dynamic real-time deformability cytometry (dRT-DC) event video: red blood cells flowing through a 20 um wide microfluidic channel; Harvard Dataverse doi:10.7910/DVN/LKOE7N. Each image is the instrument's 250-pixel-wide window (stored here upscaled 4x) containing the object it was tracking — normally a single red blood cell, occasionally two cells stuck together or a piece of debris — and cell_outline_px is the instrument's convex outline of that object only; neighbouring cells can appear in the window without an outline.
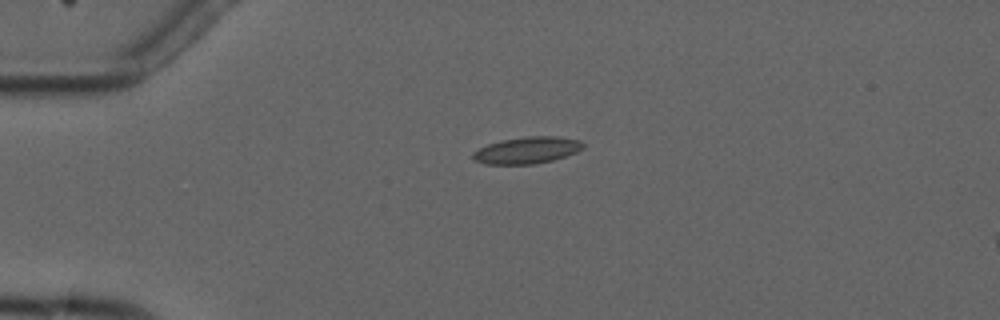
{"species": "common noctule bat (a hibernating species)", "species_latin": "Nyctalus noctula", "temperature_condition": "cold", "stored_images_in_passage": 5, "camera_frame_rate_fps": 3000, "um_per_image_px": 0.085, "animal": {"sex": "male", "forearm_length_mm": 52.5}, "frame": {"image": 1, "passage_image": 2, "time_ms": 1.333, "image_size_px": [1000, 320], "cell_outline_px": [[584, 148], [576, 152], [552, 160], [532, 164], [484, 164], [476, 160], [472, 156], [472, 152], [488, 144], [500, 140], [524, 136], [556, 136], [580, 140], [584, 144]], "centroid_in_image_um": [44.8, 12.76], "position_along_channel_um": 40.2, "area_um2": 17.11}}
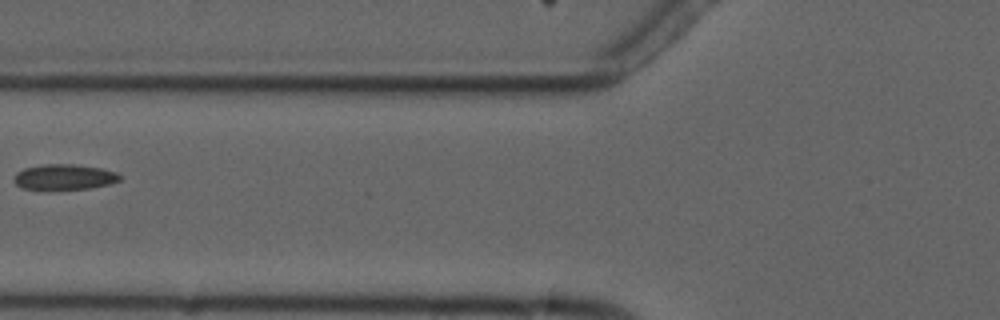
{"frame": {"image": 2, "passage_image": 4, "time_ms": 4.333, "image_size_px": [1000, 320], "cell_outline_px": [[120, 180], [108, 184], [88, 188], [24, 188], [16, 184], [12, 180], [16, 172], [24, 168], [44, 164], [76, 164], [100, 168], [116, 172], [120, 176]], "centroid_in_image_um": [5.44, 15.01], "position_along_channel_um": 120.4, "area_um2": 15.32}}
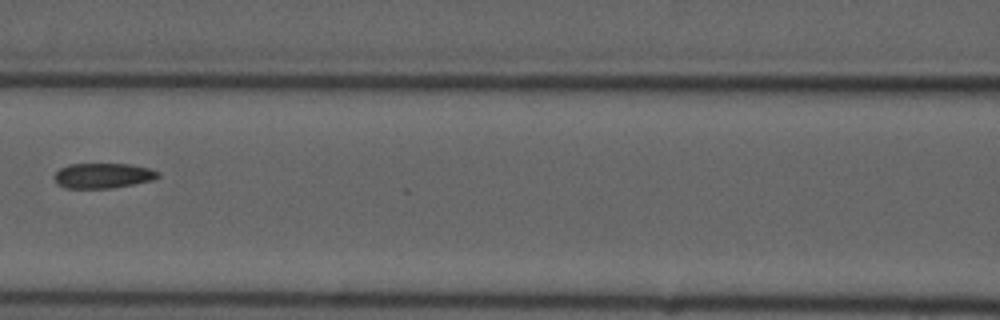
{"frame": {"image": 3, "passage_image": 5, "time_ms": 5.333, "image_size_px": [1000, 320], "cell_outline_px": [[160, 176], [152, 180], [112, 188], [64, 188], [56, 184], [56, 172], [60, 168], [68, 164], [132, 164], [148, 168], [160, 172]], "centroid_in_image_um": [8.75, 14.93], "position_along_channel_um": 157.8, "area_um2": 15.14}}